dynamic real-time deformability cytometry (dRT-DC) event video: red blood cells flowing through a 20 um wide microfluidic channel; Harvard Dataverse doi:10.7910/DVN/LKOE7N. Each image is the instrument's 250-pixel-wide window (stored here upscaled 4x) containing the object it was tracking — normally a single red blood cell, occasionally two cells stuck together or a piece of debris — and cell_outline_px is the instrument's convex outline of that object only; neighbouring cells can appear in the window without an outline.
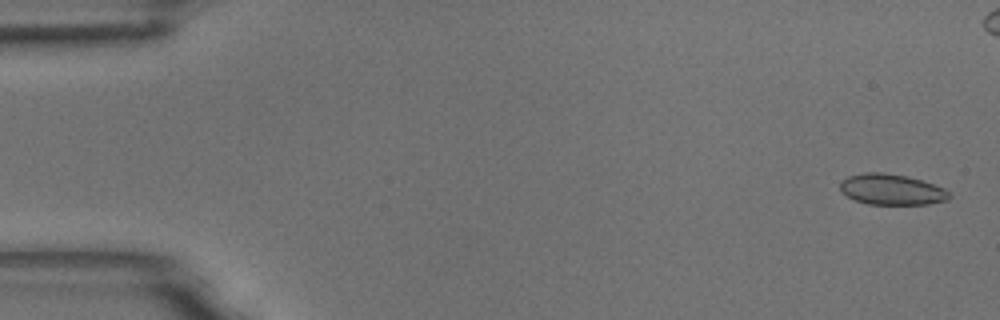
{"species": "common noctule bat (a hibernating species)", "species_latin": "Nyctalus noctula", "temperature_condition": "room temperature", "stored_images_in_passage": 11, "camera_frame_rate_fps": 3000, "um_per_image_px": 0.085, "animal": {"sex": "male", "body_mass_g": 18.8}, "frame": {"image": 1, "passage_image": 1, "time_ms": 0.0, "image_size_px": [1000, 320], "cell_outline_px": [[952, 196], [948, 200], [928, 204], [868, 204], [856, 200], [840, 192], [840, 184], [848, 176], [864, 172], [880, 172], [904, 176], [920, 180], [944, 188]], "centroid_in_image_um": [75.78, 16.11], "position_along_channel_um": 9.2, "area_um2": 19.36}}
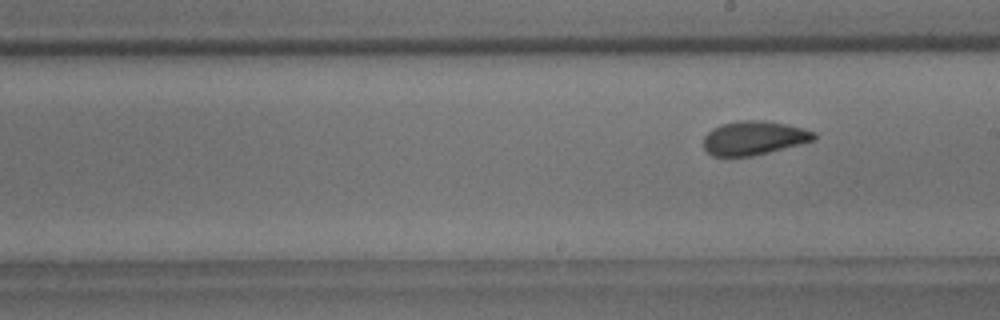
{"frame": {"image": 2, "passage_image": 11, "time_ms": 3.333, "image_size_px": [1000, 320], "cell_outline_px": [[816, 140], [752, 156], [712, 156], [704, 148], [704, 136], [712, 128], [720, 124], [736, 120], [764, 120], [788, 124], [804, 128], [816, 132]], "centroid_in_image_um": [64.09, 11.71], "position_along_channel_um": 224.9, "area_um2": 22.02}}